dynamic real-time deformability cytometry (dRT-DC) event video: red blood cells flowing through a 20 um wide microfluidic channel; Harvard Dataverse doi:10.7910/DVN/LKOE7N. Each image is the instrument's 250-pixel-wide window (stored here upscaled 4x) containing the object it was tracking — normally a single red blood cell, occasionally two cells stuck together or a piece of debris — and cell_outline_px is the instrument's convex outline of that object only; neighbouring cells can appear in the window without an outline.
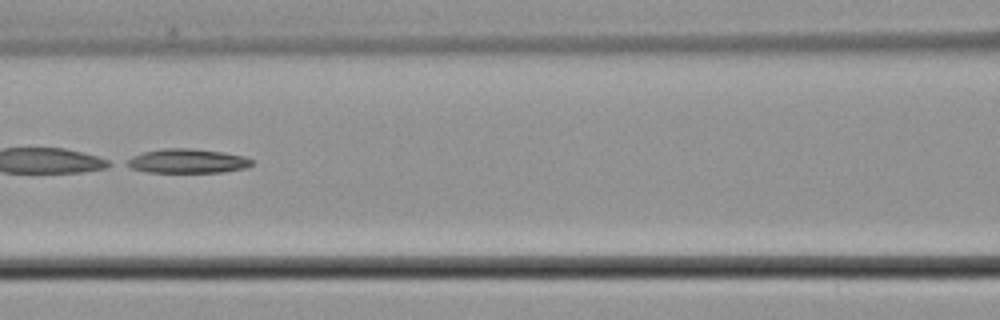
{"species": "common noctule bat (a hibernating species)", "species_latin": "Nyctalus noctula", "temperature_condition": "cold", "stored_images_in_passage": 6, "camera_frame_rate_fps": 3000, "um_per_image_px": 0.085, "animal": {"sex": "male", "body_mass_g": 21.5, "forearm_length_mm": 52.0}, "frame": {"image": 1, "passage_image": 6, "time_ms": 6.333, "image_size_px": [1000, 320], "cell_outline_px": [[252, 164], [244, 168], [224, 172], [148, 172], [132, 168], [124, 164], [124, 160], [132, 156], [144, 152], [164, 148], [188, 148], [224, 152], [244, 156], [252, 160]], "centroid_in_image_um": [15.89, 13.68], "position_along_channel_um": 150.7, "area_um2": 17.63}}